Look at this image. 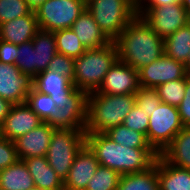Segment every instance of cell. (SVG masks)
Listing matches in <instances>:
<instances>
[{"instance_id": "6da1fadb", "label": "cell", "mask_w": 190, "mask_h": 190, "mask_svg": "<svg viewBox=\"0 0 190 190\" xmlns=\"http://www.w3.org/2000/svg\"><path fill=\"white\" fill-rule=\"evenodd\" d=\"M33 87L40 93L50 95L58 110L56 129H85L87 121L88 94L75 87L64 75L45 70L33 78Z\"/></svg>"}, {"instance_id": "7a4b0ae2", "label": "cell", "mask_w": 190, "mask_h": 190, "mask_svg": "<svg viewBox=\"0 0 190 190\" xmlns=\"http://www.w3.org/2000/svg\"><path fill=\"white\" fill-rule=\"evenodd\" d=\"M114 42L118 60L135 70L158 60L165 53L164 39L138 15Z\"/></svg>"}, {"instance_id": "3957f363", "label": "cell", "mask_w": 190, "mask_h": 190, "mask_svg": "<svg viewBox=\"0 0 190 190\" xmlns=\"http://www.w3.org/2000/svg\"><path fill=\"white\" fill-rule=\"evenodd\" d=\"M86 144L95 153L101 166L113 169L120 175L146 171L159 157L154 149L124 147L105 133L86 134Z\"/></svg>"}, {"instance_id": "277c9868", "label": "cell", "mask_w": 190, "mask_h": 190, "mask_svg": "<svg viewBox=\"0 0 190 190\" xmlns=\"http://www.w3.org/2000/svg\"><path fill=\"white\" fill-rule=\"evenodd\" d=\"M135 104V94L90 92L87 97L86 134L105 133L110 128L121 125Z\"/></svg>"}, {"instance_id": "5b68a950", "label": "cell", "mask_w": 190, "mask_h": 190, "mask_svg": "<svg viewBox=\"0 0 190 190\" xmlns=\"http://www.w3.org/2000/svg\"><path fill=\"white\" fill-rule=\"evenodd\" d=\"M117 60L118 51L114 41L100 48L87 49L75 58L73 84L87 94L97 91Z\"/></svg>"}, {"instance_id": "8992f818", "label": "cell", "mask_w": 190, "mask_h": 190, "mask_svg": "<svg viewBox=\"0 0 190 190\" xmlns=\"http://www.w3.org/2000/svg\"><path fill=\"white\" fill-rule=\"evenodd\" d=\"M86 8L111 41L137 16V0H86Z\"/></svg>"}, {"instance_id": "52a82bcc", "label": "cell", "mask_w": 190, "mask_h": 190, "mask_svg": "<svg viewBox=\"0 0 190 190\" xmlns=\"http://www.w3.org/2000/svg\"><path fill=\"white\" fill-rule=\"evenodd\" d=\"M86 144L85 129H55L46 154L51 168L64 181L72 163Z\"/></svg>"}, {"instance_id": "ba28073f", "label": "cell", "mask_w": 190, "mask_h": 190, "mask_svg": "<svg viewBox=\"0 0 190 190\" xmlns=\"http://www.w3.org/2000/svg\"><path fill=\"white\" fill-rule=\"evenodd\" d=\"M183 127L178 107L161 102L149 117L148 142L160 155Z\"/></svg>"}, {"instance_id": "9c48e42d", "label": "cell", "mask_w": 190, "mask_h": 190, "mask_svg": "<svg viewBox=\"0 0 190 190\" xmlns=\"http://www.w3.org/2000/svg\"><path fill=\"white\" fill-rule=\"evenodd\" d=\"M85 9L86 0H46L35 13L39 28L54 32L71 28Z\"/></svg>"}, {"instance_id": "30bf717a", "label": "cell", "mask_w": 190, "mask_h": 190, "mask_svg": "<svg viewBox=\"0 0 190 190\" xmlns=\"http://www.w3.org/2000/svg\"><path fill=\"white\" fill-rule=\"evenodd\" d=\"M137 15L163 39L190 22V15L181 2L158 7H137Z\"/></svg>"}, {"instance_id": "8fae6325", "label": "cell", "mask_w": 190, "mask_h": 190, "mask_svg": "<svg viewBox=\"0 0 190 190\" xmlns=\"http://www.w3.org/2000/svg\"><path fill=\"white\" fill-rule=\"evenodd\" d=\"M186 75L185 65L165 53L158 60L138 70L140 86L151 88H156L162 83L183 79Z\"/></svg>"}, {"instance_id": "7c38bea8", "label": "cell", "mask_w": 190, "mask_h": 190, "mask_svg": "<svg viewBox=\"0 0 190 190\" xmlns=\"http://www.w3.org/2000/svg\"><path fill=\"white\" fill-rule=\"evenodd\" d=\"M33 78L23 74L16 65L0 62V97L12 104L25 103L33 89Z\"/></svg>"}, {"instance_id": "4fadbf2b", "label": "cell", "mask_w": 190, "mask_h": 190, "mask_svg": "<svg viewBox=\"0 0 190 190\" xmlns=\"http://www.w3.org/2000/svg\"><path fill=\"white\" fill-rule=\"evenodd\" d=\"M139 87L138 70L117 60L95 92L109 95L135 94Z\"/></svg>"}, {"instance_id": "5bb4252c", "label": "cell", "mask_w": 190, "mask_h": 190, "mask_svg": "<svg viewBox=\"0 0 190 190\" xmlns=\"http://www.w3.org/2000/svg\"><path fill=\"white\" fill-rule=\"evenodd\" d=\"M99 166L95 153L85 144L77 153L63 181L64 190H85Z\"/></svg>"}, {"instance_id": "9a60e30c", "label": "cell", "mask_w": 190, "mask_h": 190, "mask_svg": "<svg viewBox=\"0 0 190 190\" xmlns=\"http://www.w3.org/2000/svg\"><path fill=\"white\" fill-rule=\"evenodd\" d=\"M42 123L43 121L26 103L13 104L5 120L2 122V133L6 139L14 142Z\"/></svg>"}, {"instance_id": "2e32d148", "label": "cell", "mask_w": 190, "mask_h": 190, "mask_svg": "<svg viewBox=\"0 0 190 190\" xmlns=\"http://www.w3.org/2000/svg\"><path fill=\"white\" fill-rule=\"evenodd\" d=\"M55 129L43 122L37 128L16 139L14 143L18 159L46 156Z\"/></svg>"}, {"instance_id": "e0dca14e", "label": "cell", "mask_w": 190, "mask_h": 190, "mask_svg": "<svg viewBox=\"0 0 190 190\" xmlns=\"http://www.w3.org/2000/svg\"><path fill=\"white\" fill-rule=\"evenodd\" d=\"M40 30L36 13L21 16L0 25V39L16 45L31 41Z\"/></svg>"}, {"instance_id": "ac0fdd59", "label": "cell", "mask_w": 190, "mask_h": 190, "mask_svg": "<svg viewBox=\"0 0 190 190\" xmlns=\"http://www.w3.org/2000/svg\"><path fill=\"white\" fill-rule=\"evenodd\" d=\"M71 29L76 33L86 49L100 48L112 42L100 29L87 9L74 21Z\"/></svg>"}, {"instance_id": "d6986e66", "label": "cell", "mask_w": 190, "mask_h": 190, "mask_svg": "<svg viewBox=\"0 0 190 190\" xmlns=\"http://www.w3.org/2000/svg\"><path fill=\"white\" fill-rule=\"evenodd\" d=\"M160 190H190V170L170 164L161 154L157 158Z\"/></svg>"}, {"instance_id": "ffe728a7", "label": "cell", "mask_w": 190, "mask_h": 190, "mask_svg": "<svg viewBox=\"0 0 190 190\" xmlns=\"http://www.w3.org/2000/svg\"><path fill=\"white\" fill-rule=\"evenodd\" d=\"M33 178L36 188L64 190L63 180L48 164L46 156L22 159Z\"/></svg>"}, {"instance_id": "44dd1931", "label": "cell", "mask_w": 190, "mask_h": 190, "mask_svg": "<svg viewBox=\"0 0 190 190\" xmlns=\"http://www.w3.org/2000/svg\"><path fill=\"white\" fill-rule=\"evenodd\" d=\"M35 187L33 178L23 160H17L0 170L1 190H30Z\"/></svg>"}, {"instance_id": "7402d4cb", "label": "cell", "mask_w": 190, "mask_h": 190, "mask_svg": "<svg viewBox=\"0 0 190 190\" xmlns=\"http://www.w3.org/2000/svg\"><path fill=\"white\" fill-rule=\"evenodd\" d=\"M161 155L170 164L190 170V127H183Z\"/></svg>"}, {"instance_id": "603a6c76", "label": "cell", "mask_w": 190, "mask_h": 190, "mask_svg": "<svg viewBox=\"0 0 190 190\" xmlns=\"http://www.w3.org/2000/svg\"><path fill=\"white\" fill-rule=\"evenodd\" d=\"M36 49V75L49 67L51 59L58 53L55 34L52 31L39 30L32 39Z\"/></svg>"}, {"instance_id": "cb8c5ba5", "label": "cell", "mask_w": 190, "mask_h": 190, "mask_svg": "<svg viewBox=\"0 0 190 190\" xmlns=\"http://www.w3.org/2000/svg\"><path fill=\"white\" fill-rule=\"evenodd\" d=\"M116 190H160L157 159L155 164L146 171L121 175Z\"/></svg>"}, {"instance_id": "d4e9b609", "label": "cell", "mask_w": 190, "mask_h": 190, "mask_svg": "<svg viewBox=\"0 0 190 190\" xmlns=\"http://www.w3.org/2000/svg\"><path fill=\"white\" fill-rule=\"evenodd\" d=\"M164 51L185 65L190 51V22L164 39Z\"/></svg>"}, {"instance_id": "484cf974", "label": "cell", "mask_w": 190, "mask_h": 190, "mask_svg": "<svg viewBox=\"0 0 190 190\" xmlns=\"http://www.w3.org/2000/svg\"><path fill=\"white\" fill-rule=\"evenodd\" d=\"M25 103L43 122L56 128V112L59 110L50 95L40 93L33 87Z\"/></svg>"}, {"instance_id": "4316f807", "label": "cell", "mask_w": 190, "mask_h": 190, "mask_svg": "<svg viewBox=\"0 0 190 190\" xmlns=\"http://www.w3.org/2000/svg\"><path fill=\"white\" fill-rule=\"evenodd\" d=\"M105 134L115 143L124 147L153 149L145 134L129 129L123 124L110 128Z\"/></svg>"}, {"instance_id": "83f0119b", "label": "cell", "mask_w": 190, "mask_h": 190, "mask_svg": "<svg viewBox=\"0 0 190 190\" xmlns=\"http://www.w3.org/2000/svg\"><path fill=\"white\" fill-rule=\"evenodd\" d=\"M54 34L59 54L77 58L87 50L71 28L54 31Z\"/></svg>"}, {"instance_id": "f1b7e54d", "label": "cell", "mask_w": 190, "mask_h": 190, "mask_svg": "<svg viewBox=\"0 0 190 190\" xmlns=\"http://www.w3.org/2000/svg\"><path fill=\"white\" fill-rule=\"evenodd\" d=\"M186 76L166 83H162L156 87L159 98L163 103L178 107L185 96Z\"/></svg>"}, {"instance_id": "f546056e", "label": "cell", "mask_w": 190, "mask_h": 190, "mask_svg": "<svg viewBox=\"0 0 190 190\" xmlns=\"http://www.w3.org/2000/svg\"><path fill=\"white\" fill-rule=\"evenodd\" d=\"M121 175L105 166H99L85 190H116Z\"/></svg>"}, {"instance_id": "4dcf8cb0", "label": "cell", "mask_w": 190, "mask_h": 190, "mask_svg": "<svg viewBox=\"0 0 190 190\" xmlns=\"http://www.w3.org/2000/svg\"><path fill=\"white\" fill-rule=\"evenodd\" d=\"M18 57L15 65L23 73L36 76V49H34L32 40L18 45Z\"/></svg>"}, {"instance_id": "1f68e13d", "label": "cell", "mask_w": 190, "mask_h": 190, "mask_svg": "<svg viewBox=\"0 0 190 190\" xmlns=\"http://www.w3.org/2000/svg\"><path fill=\"white\" fill-rule=\"evenodd\" d=\"M31 12L26 0H0V25Z\"/></svg>"}, {"instance_id": "d6a6232c", "label": "cell", "mask_w": 190, "mask_h": 190, "mask_svg": "<svg viewBox=\"0 0 190 190\" xmlns=\"http://www.w3.org/2000/svg\"><path fill=\"white\" fill-rule=\"evenodd\" d=\"M161 102L156 88L140 86L135 93L136 105L143 109L148 117L152 115V111L157 109Z\"/></svg>"}, {"instance_id": "836d02e7", "label": "cell", "mask_w": 190, "mask_h": 190, "mask_svg": "<svg viewBox=\"0 0 190 190\" xmlns=\"http://www.w3.org/2000/svg\"><path fill=\"white\" fill-rule=\"evenodd\" d=\"M129 129L141 132L147 136L149 125V117L143 109L139 108L136 104L125 117L123 123Z\"/></svg>"}, {"instance_id": "e575fe53", "label": "cell", "mask_w": 190, "mask_h": 190, "mask_svg": "<svg viewBox=\"0 0 190 190\" xmlns=\"http://www.w3.org/2000/svg\"><path fill=\"white\" fill-rule=\"evenodd\" d=\"M75 58L57 53L50 61L48 70L58 72L73 82Z\"/></svg>"}, {"instance_id": "d590c367", "label": "cell", "mask_w": 190, "mask_h": 190, "mask_svg": "<svg viewBox=\"0 0 190 190\" xmlns=\"http://www.w3.org/2000/svg\"><path fill=\"white\" fill-rule=\"evenodd\" d=\"M18 159L15 143L5 137L0 139V170L14 164Z\"/></svg>"}, {"instance_id": "8d00e7d4", "label": "cell", "mask_w": 190, "mask_h": 190, "mask_svg": "<svg viewBox=\"0 0 190 190\" xmlns=\"http://www.w3.org/2000/svg\"><path fill=\"white\" fill-rule=\"evenodd\" d=\"M181 122L184 127H190V75H186L185 96L178 106Z\"/></svg>"}, {"instance_id": "74e56055", "label": "cell", "mask_w": 190, "mask_h": 190, "mask_svg": "<svg viewBox=\"0 0 190 190\" xmlns=\"http://www.w3.org/2000/svg\"><path fill=\"white\" fill-rule=\"evenodd\" d=\"M18 45L0 39V62L15 65Z\"/></svg>"}, {"instance_id": "f35d334b", "label": "cell", "mask_w": 190, "mask_h": 190, "mask_svg": "<svg viewBox=\"0 0 190 190\" xmlns=\"http://www.w3.org/2000/svg\"><path fill=\"white\" fill-rule=\"evenodd\" d=\"M179 2L181 0H137V7H158Z\"/></svg>"}, {"instance_id": "ab89813d", "label": "cell", "mask_w": 190, "mask_h": 190, "mask_svg": "<svg viewBox=\"0 0 190 190\" xmlns=\"http://www.w3.org/2000/svg\"><path fill=\"white\" fill-rule=\"evenodd\" d=\"M13 104L0 97V123H2L8 115Z\"/></svg>"}, {"instance_id": "60d3db41", "label": "cell", "mask_w": 190, "mask_h": 190, "mask_svg": "<svg viewBox=\"0 0 190 190\" xmlns=\"http://www.w3.org/2000/svg\"><path fill=\"white\" fill-rule=\"evenodd\" d=\"M29 8L32 11H36L46 0H26Z\"/></svg>"}, {"instance_id": "b9f144b4", "label": "cell", "mask_w": 190, "mask_h": 190, "mask_svg": "<svg viewBox=\"0 0 190 190\" xmlns=\"http://www.w3.org/2000/svg\"><path fill=\"white\" fill-rule=\"evenodd\" d=\"M181 4L184 6L187 13L190 15V0H181Z\"/></svg>"}, {"instance_id": "7bdbcfd3", "label": "cell", "mask_w": 190, "mask_h": 190, "mask_svg": "<svg viewBox=\"0 0 190 190\" xmlns=\"http://www.w3.org/2000/svg\"><path fill=\"white\" fill-rule=\"evenodd\" d=\"M185 69H186L187 74L190 75V51H189V55H188V58L185 63Z\"/></svg>"}, {"instance_id": "ee69618b", "label": "cell", "mask_w": 190, "mask_h": 190, "mask_svg": "<svg viewBox=\"0 0 190 190\" xmlns=\"http://www.w3.org/2000/svg\"><path fill=\"white\" fill-rule=\"evenodd\" d=\"M4 138L3 133H2V123H0V139Z\"/></svg>"}, {"instance_id": "f6af8a7d", "label": "cell", "mask_w": 190, "mask_h": 190, "mask_svg": "<svg viewBox=\"0 0 190 190\" xmlns=\"http://www.w3.org/2000/svg\"><path fill=\"white\" fill-rule=\"evenodd\" d=\"M30 190H45V189H40V188L34 187L33 189H30Z\"/></svg>"}]
</instances>
